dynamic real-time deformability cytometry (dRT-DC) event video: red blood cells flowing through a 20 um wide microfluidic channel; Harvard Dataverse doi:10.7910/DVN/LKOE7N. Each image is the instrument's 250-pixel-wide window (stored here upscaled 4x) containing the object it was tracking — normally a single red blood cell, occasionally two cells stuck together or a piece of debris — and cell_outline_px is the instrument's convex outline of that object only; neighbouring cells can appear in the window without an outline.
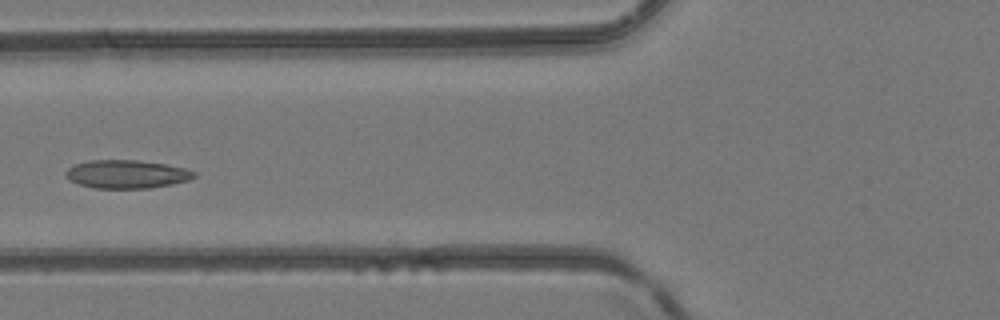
{"species": "common noctule bat (a hibernating species)", "species_latin": "Nyctalus noctula", "temperature_condition": "room temperature", "stored_images_in_passage": 6, "camera_frame_rate_fps": 3000, "um_per_image_px": 0.085, "animal": {"sex": "female", "body_mass_g": 24.6, "forearm_length_mm": 56.2}, "frame": {"image": 1, "passage_image": 5, "time_ms": 4.667, "image_size_px": [1000, 320], "cell_outline_px": [[196, 176], [188, 180], [172, 184], [148, 188], [96, 188], [80, 184], [68, 180], [64, 176], [64, 172], [72, 164], [88, 160], [136, 160], [164, 164], [184, 168], [196, 172]], "centroid_in_image_um": [10.71, 14.8], "position_along_channel_um": 115.1, "area_um2": 21.21}}
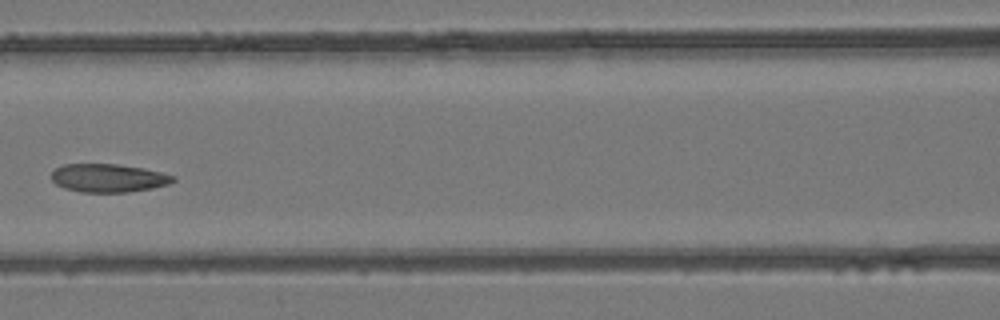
{"frame": {"image": 2, "passage_image": 6, "time_ms": 5.667, "image_size_px": [1000, 320], "cell_outline_px": [[176, 180], [168, 184], [152, 188], [128, 192], [80, 192], [64, 188], [56, 184], [52, 180], [52, 172], [56, 168], [64, 164], [116, 164], [144, 168], [176, 176]], "centroid_in_image_um": [9.22, 15.13], "position_along_channel_um": 157.4, "area_um2": 20.06}}